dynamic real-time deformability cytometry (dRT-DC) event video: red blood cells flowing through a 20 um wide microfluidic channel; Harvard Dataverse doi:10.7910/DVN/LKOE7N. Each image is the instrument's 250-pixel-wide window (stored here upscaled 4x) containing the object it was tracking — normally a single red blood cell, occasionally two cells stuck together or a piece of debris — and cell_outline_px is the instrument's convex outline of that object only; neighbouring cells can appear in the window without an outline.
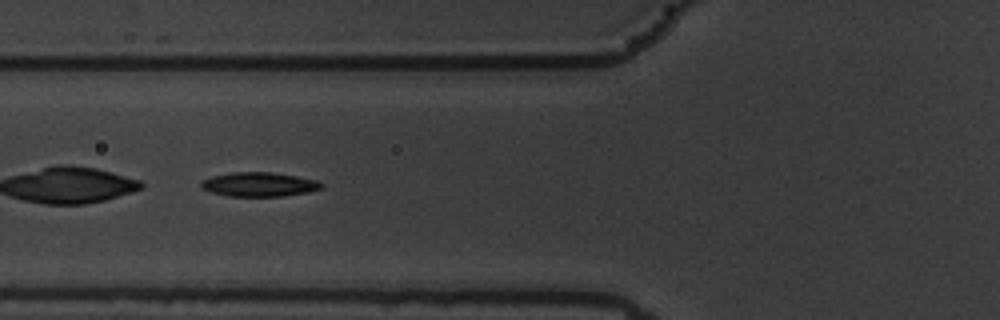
{"species": "common noctule bat (a hibernating species)", "species_latin": "Nyctalus noctula", "temperature_condition": "warm", "stored_images_in_passage": 59, "camera_frame_rate_fps": 3000, "um_per_image_px": 0.085, "animal": {"sex": "male", "body_mass_g": 19.5, "forearm_length_mm": 54.6}, "frame": {"image": 1, "passage_image": 23, "time_ms": 7.333, "image_size_px": [1000, 320], "cell_outline_px": [[324, 184], [320, 188], [308, 192], [284, 196], [228, 196], [212, 192], [200, 188], [200, 184], [204, 180], [212, 176], [232, 172], [272, 172], [296, 176], [316, 180]], "centroid_in_image_um": [22.01, 15.67], "position_along_channel_um": 103.8, "area_um2": 16.88}}
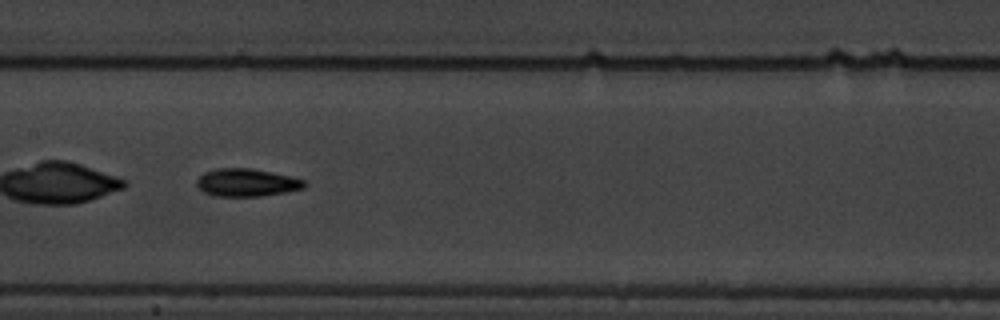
{"frame": {"image": 2, "passage_image": 30, "time_ms": 9.667, "image_size_px": [1000, 320], "cell_outline_px": [[308, 184], [304, 188], [284, 192], [260, 196], [212, 196], [204, 192], [196, 184], [196, 180], [204, 172], [216, 168], [252, 168], [292, 176], [304, 180]], "centroid_in_image_um": [20.97, 15.51], "position_along_channel_um": 186.4, "area_um2": 17.51}}
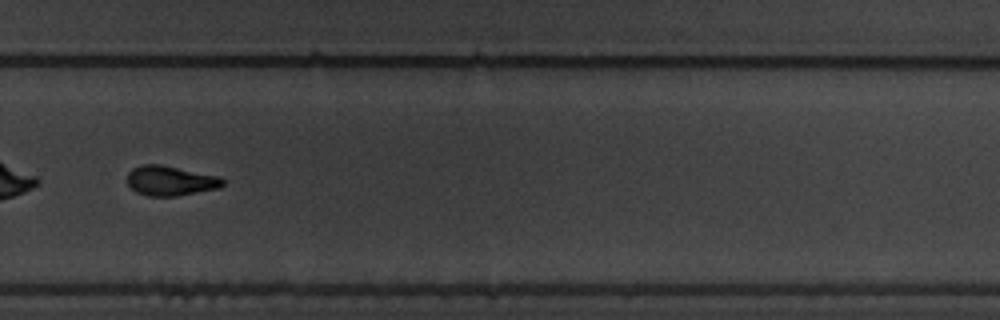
{"frame": {"image": 3, "passage_image": 41, "time_ms": 13.333, "image_size_px": [1000, 320], "cell_outline_px": [[224, 184], [220, 188], [176, 196], [148, 196], [136, 192], [128, 184], [128, 172], [132, 168], [140, 164], [160, 164], [220, 176], [224, 180]], "centroid_in_image_um": [14.49, 15.35], "position_along_channel_um": 315.3, "area_um2": 16.7}, "authors_computed_cell_mechanics": {"area_um2": 16.9932, "velocity_mm_per_s": 3.5285, "shape_relaxation_time_tau1_ms": 5.0033, "shape_relaxation_time_tau2_ms": 2.8442, "deformation_change_tau1": 0.1678, "deformation_change_tau2": 0.085}}